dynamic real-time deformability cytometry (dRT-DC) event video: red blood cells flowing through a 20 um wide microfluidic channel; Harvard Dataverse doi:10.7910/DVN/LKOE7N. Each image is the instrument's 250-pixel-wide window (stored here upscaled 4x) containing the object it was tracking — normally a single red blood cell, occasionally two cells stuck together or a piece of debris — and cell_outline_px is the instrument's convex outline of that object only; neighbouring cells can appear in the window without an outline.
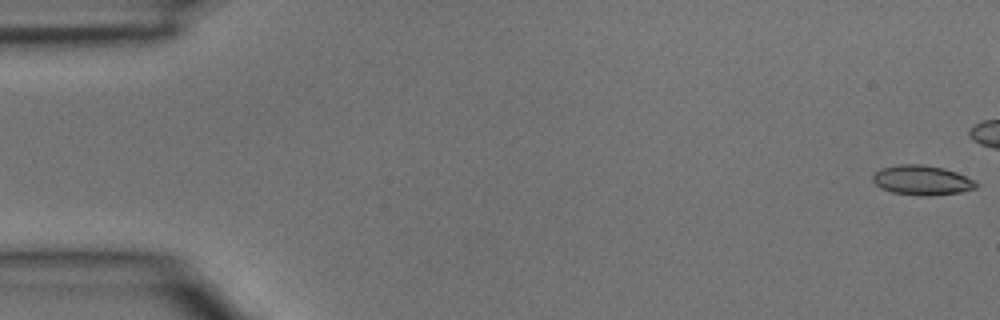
{"species": "common noctule bat (a hibernating species)", "species_latin": "Nyctalus noctula", "temperature_condition": "room temperature", "stored_images_in_passage": 5, "camera_frame_rate_fps": 3000, "um_per_image_px": 0.085, "animal": {"sex": "male", "body_mass_g": 15.6}, "frame": {"image": 1, "passage_image": 1, "time_ms": 0.0, "image_size_px": [1000, 320], "cell_outline_px": [[980, 184], [976, 188], [960, 192], [932, 196], [920, 196], [892, 192], [880, 188], [872, 180], [872, 176], [880, 168], [900, 164], [920, 164], [944, 168], [956, 172], [976, 180]], "centroid_in_image_um": [78.39, 15.32], "position_along_channel_um": 6.6, "area_um2": 18.09}}